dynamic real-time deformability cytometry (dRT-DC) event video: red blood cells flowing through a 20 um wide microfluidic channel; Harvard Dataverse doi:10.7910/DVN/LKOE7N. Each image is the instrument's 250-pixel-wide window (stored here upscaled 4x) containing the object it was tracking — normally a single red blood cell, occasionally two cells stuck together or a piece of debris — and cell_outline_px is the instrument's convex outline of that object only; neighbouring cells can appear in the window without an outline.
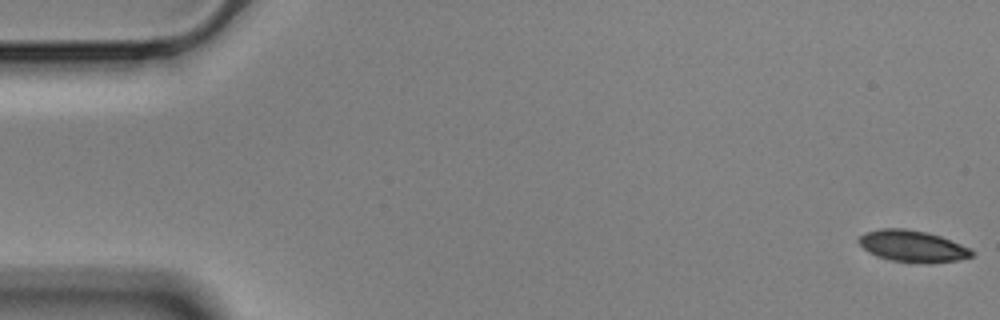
{"species": "Egyptian fruit bat (a non-hibernating species)", "species_latin": "Rousettus aegyptiacus", "temperature_condition": "cold", "stored_images_in_passage": 58, "camera_frame_rate_fps": 3000, "um_per_image_px": 0.085, "animal": {"sex": "male"}, "frame": {"image": 1, "passage_image": 1, "time_ms": 0.0, "image_size_px": [1000, 320], "cell_outline_px": [[976, 252], [972, 256], [960, 260], [928, 264], [924, 264], [892, 260], [876, 256], [868, 252], [856, 240], [856, 236], [864, 232], [884, 228], [904, 228], [924, 232], [940, 236], [960, 244]], "centroid_in_image_um": [77.53, 20.93], "position_along_channel_um": 7.5, "area_um2": 20.98}}
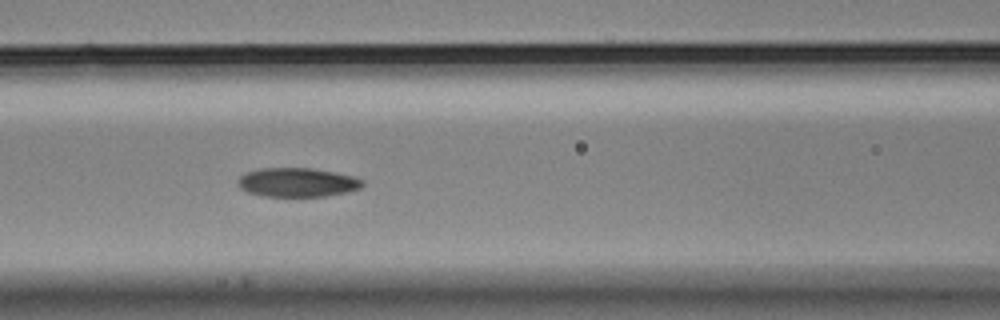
{"frame": {"image": 2, "passage_image": 24, "time_ms": 7.667, "image_size_px": [1000, 320], "cell_outline_px": [[364, 184], [360, 188], [348, 192], [328, 196], [260, 196], [248, 192], [240, 188], [236, 184], [236, 180], [244, 172], [260, 168], [312, 168], [352, 176], [364, 180]], "centroid_in_image_um": [25.23, 15.5], "position_along_channel_um": 141.4, "area_um2": 21.27}}
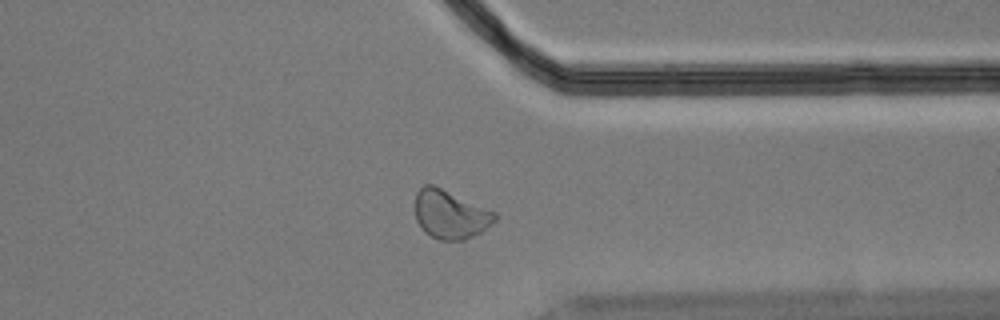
{"frame": {"image": 3, "passage_image": 44, "time_ms": 14.333, "image_size_px": [1000, 320], "cell_outline_px": [[496, 220], [480, 232], [464, 240], [440, 240], [424, 232], [416, 220], [416, 192], [424, 184], [432, 184], [496, 212]], "centroid_in_image_um": [38.25, 18.22], "position_along_channel_um": 373.1, "area_um2": 22.31}, "authors_computed_cell_mechanics": {"area_um2": 21.386, "velocity_mm_per_s": 3.5223, "shape_relaxation_time_tau1_ms": 9.6895, "shape_relaxation_time_tau2_ms": 4.3752, "deformation_change_tau1": 0.1777, "deformation_change_tau2": 0.0842}}